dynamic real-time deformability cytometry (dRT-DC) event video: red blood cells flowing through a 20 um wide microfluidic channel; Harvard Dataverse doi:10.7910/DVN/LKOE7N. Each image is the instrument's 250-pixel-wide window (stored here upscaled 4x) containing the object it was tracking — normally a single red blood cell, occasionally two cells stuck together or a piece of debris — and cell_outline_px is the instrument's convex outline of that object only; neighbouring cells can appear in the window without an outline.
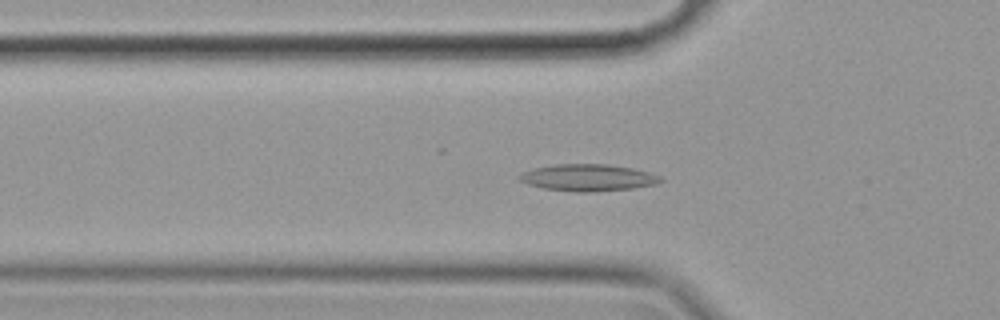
{"species": "common noctule bat (a hibernating species)", "species_latin": "Nyctalus noctula", "temperature_condition": "cold", "stored_images_in_passage": 51, "camera_frame_rate_fps": 3000, "um_per_image_px": 0.085, "animal": {"sex": "female", "body_mass_g": 19.9}, "frame": {"image": 1, "passage_image": 13, "time_ms": 4.0, "image_size_px": [1000, 320], "cell_outline_px": [[664, 180], [656, 184], [632, 188], [596, 192], [576, 192], [544, 188], [528, 184], [520, 180], [516, 176], [524, 172], [536, 168], [556, 164], [608, 164], [632, 168], [648, 172], [660, 176]], "centroid_in_image_um": [50.0, 15.1], "position_along_channel_um": 75.8, "area_um2": 21.96}}
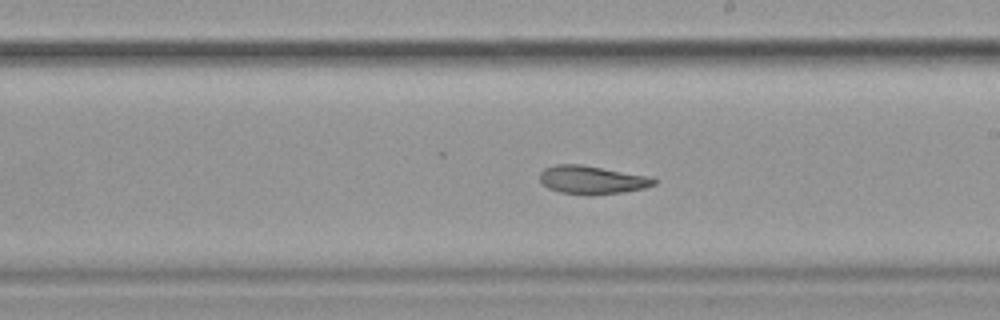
{"frame": {"image": 2, "passage_image": 27, "time_ms": 8.667, "image_size_px": [1000, 320], "cell_outline_px": [[656, 184], [644, 188], [624, 192], [592, 196], [584, 196], [560, 192], [548, 188], [540, 180], [540, 172], [544, 168], [556, 164], [580, 164], [652, 176], [656, 180]], "centroid_in_image_um": [50.34, 15.3], "position_along_channel_um": 238.7, "area_um2": 19.19}}
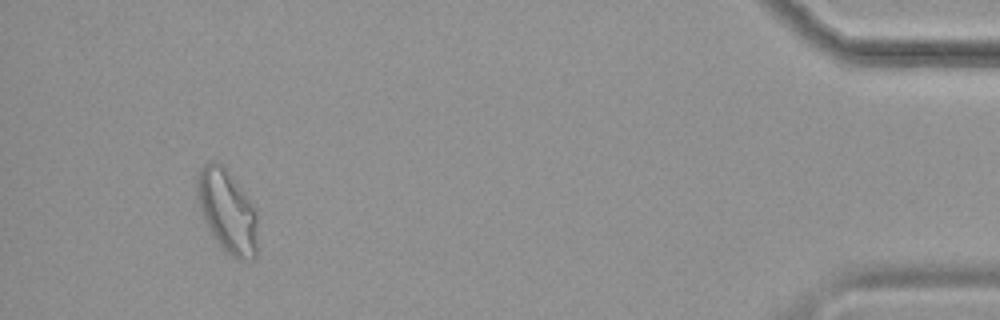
{"frame": {"image": 3, "passage_image": 48, "time_ms": 15.667, "image_size_px": [1000, 320], "cell_outline_px": [[256, 256], [252, 260], [240, 260], [232, 256], [216, 240], [204, 216], [200, 204], [196, 188], [196, 180], [200, 168], [208, 160], [216, 160], [224, 168], [256, 208]], "centroid_in_image_um": [19.33, 17.93], "position_along_channel_um": 415.9, "area_um2": 28.38}, "authors_computed_cell_mechanics": {"area_um2": 20.6924, "velocity_mm_per_s": 3.4907, "shape_relaxation_time_tau1_ms": null, "shape_relaxation_time_tau2_ms": 3.911, "deformation_change_tau1": null, "deformation_change_tau2": 0.1103}}